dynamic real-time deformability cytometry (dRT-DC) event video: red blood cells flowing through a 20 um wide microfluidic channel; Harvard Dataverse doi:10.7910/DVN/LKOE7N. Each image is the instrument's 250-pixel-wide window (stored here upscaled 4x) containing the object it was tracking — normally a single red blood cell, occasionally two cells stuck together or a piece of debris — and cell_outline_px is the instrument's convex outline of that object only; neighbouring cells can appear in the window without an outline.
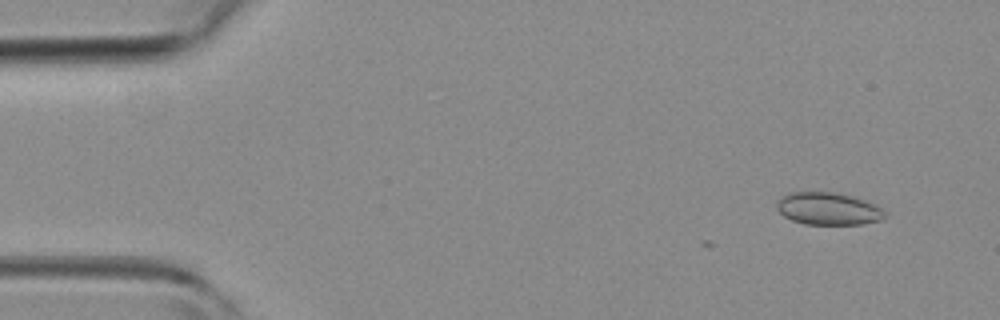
{"species": "common noctule bat (a hibernating species)", "species_latin": "Nyctalus noctula", "temperature_condition": "room temperature", "stored_images_in_passage": 5, "camera_frame_rate_fps": 3000, "um_per_image_px": 0.085, "animal": {"sex": "female", "body_mass_g": 19.3, "forearm_length_mm": 54.1}, "frame": {"image": 1, "passage_image": 1, "time_ms": 0.0, "image_size_px": [1000, 320], "cell_outline_px": [[888, 216], [884, 220], [860, 224], [804, 224], [792, 220], [784, 216], [776, 208], [776, 204], [788, 192], [832, 192], [852, 196], [864, 200], [880, 208]], "centroid_in_image_um": [70.41, 17.75], "position_along_channel_um": 14.6, "area_um2": 20.29}}
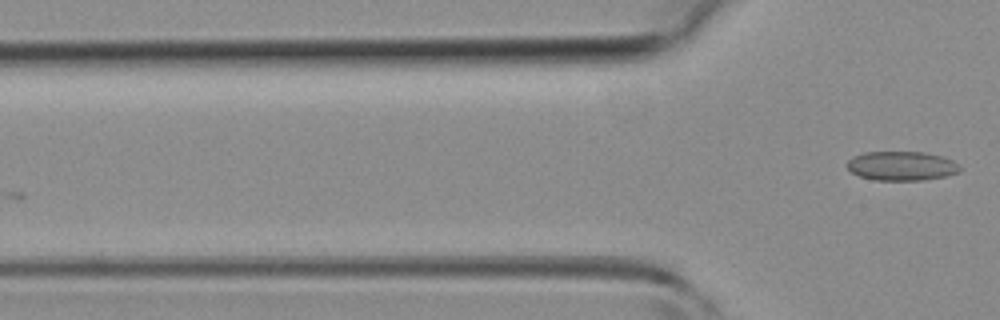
{"frame": {"image": 2, "passage_image": 5, "time_ms": 5.667, "image_size_px": [1000, 320], "cell_outline_px": [[964, 168], [956, 172], [944, 176], [924, 180], [872, 180], [860, 176], [852, 172], [844, 164], [852, 156], [864, 152], [924, 152], [940, 156], [952, 160], [960, 164]], "centroid_in_image_um": [76.61, 14.1], "position_along_channel_um": 49.2, "area_um2": 19.31}}